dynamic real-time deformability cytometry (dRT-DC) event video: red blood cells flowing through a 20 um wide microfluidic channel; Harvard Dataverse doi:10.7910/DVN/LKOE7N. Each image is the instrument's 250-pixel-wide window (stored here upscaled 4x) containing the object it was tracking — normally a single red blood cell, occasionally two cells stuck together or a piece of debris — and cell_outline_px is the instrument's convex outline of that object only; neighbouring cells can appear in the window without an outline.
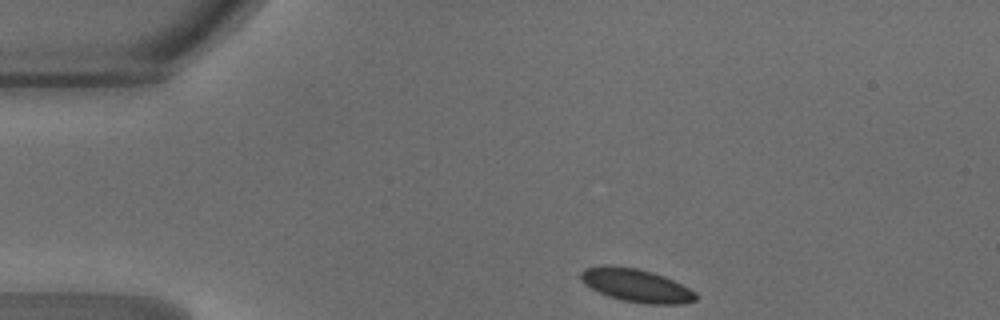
{"species": "common noctule bat (a hibernating species)", "species_latin": "Nyctalus noctula", "temperature_condition": "warm", "stored_images_in_passage": 40, "camera_frame_rate_fps": 3000, "um_per_image_px": 0.085, "animal": {"sex": "male", "body_mass_g": 18.8}, "frame": {"image": 1, "passage_image": 1, "time_ms": 0.0, "image_size_px": [1000, 320], "cell_outline_px": [[696, 300], [684, 304], [644, 304], [620, 300], [608, 296], [584, 284], [580, 280], [580, 272], [584, 268], [604, 264], [608, 264], [636, 268], [652, 272], [664, 276], [696, 292]], "centroid_in_image_um": [54.04, 24.25], "position_along_channel_um": 31.0, "area_um2": 22.37}}
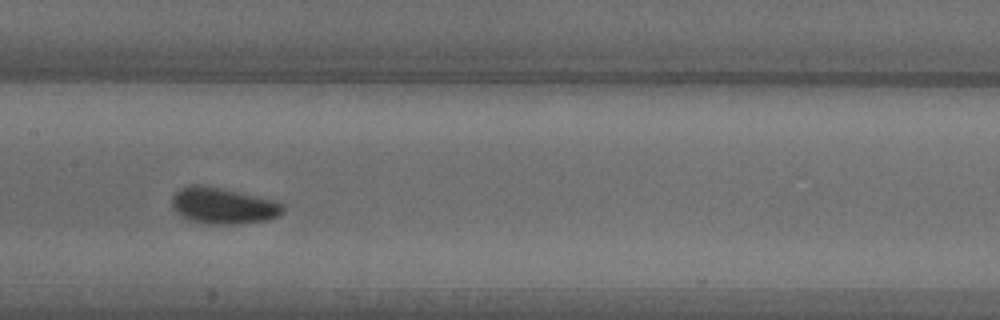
{"frame": {"image": 2, "passage_image": 16, "time_ms": 5.0, "image_size_px": [1000, 320], "cell_outline_px": [[284, 212], [280, 216], [268, 220], [240, 224], [204, 224], [188, 220], [176, 212], [172, 208], [172, 196], [180, 188], [192, 184], [204, 184], [276, 200], [284, 204]], "centroid_in_image_um": [18.98, 17.49], "position_along_channel_um": 188.4, "area_um2": 23.99}}
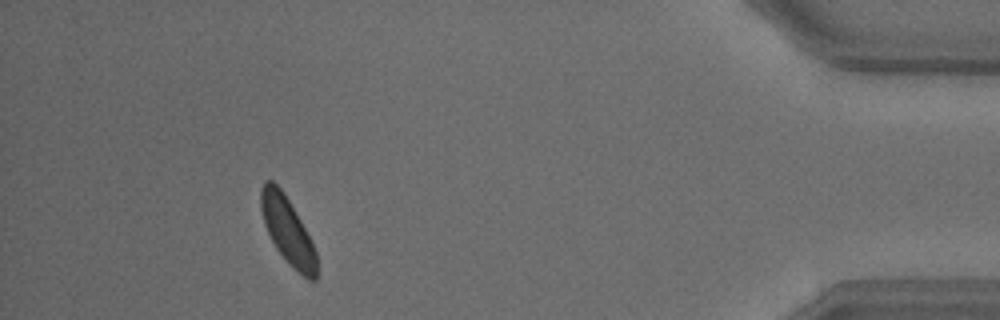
{"frame": {"image": 3, "passage_image": 36, "time_ms": 11.667, "image_size_px": [1000, 320], "cell_outline_px": [[316, 280], [308, 280], [288, 264], [276, 248], [264, 224], [260, 208], [260, 188], [264, 180], [272, 180], [284, 192], [300, 220], [316, 252]], "centroid_in_image_um": [24.41, 19.58], "position_along_channel_um": 410.8, "area_um2": 21.44}, "authors_computed_cell_mechanics": {"area_um2": 22.2241, "velocity_mm_per_s": 4.1855, "shape_relaxation_time_tau1_ms": 9.2583, "shape_relaxation_time_tau2_ms": null, "deformation_change_tau1": 0.1734, "deformation_change_tau2": null}}